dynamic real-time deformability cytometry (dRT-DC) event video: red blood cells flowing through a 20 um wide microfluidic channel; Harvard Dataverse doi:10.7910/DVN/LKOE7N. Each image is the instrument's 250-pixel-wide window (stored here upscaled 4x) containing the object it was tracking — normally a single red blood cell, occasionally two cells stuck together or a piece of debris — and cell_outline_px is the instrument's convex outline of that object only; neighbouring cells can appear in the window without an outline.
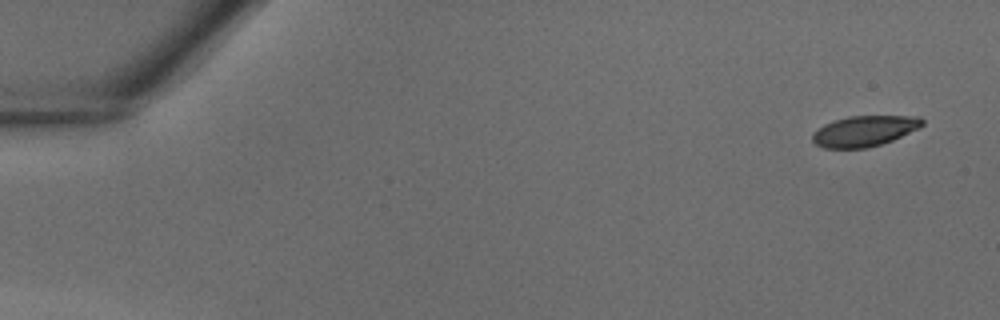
{"species": "common noctule bat (a hibernating species)", "species_latin": "Nyctalus noctula", "temperature_condition": "warm", "stored_images_in_passage": 40, "camera_frame_rate_fps": 3000, "um_per_image_px": 0.085, "animal": {"sex": "male", "body_mass_g": 18.8}, "frame": {"image": 1, "passage_image": 1, "time_ms": 0.0, "image_size_px": [1000, 320], "cell_outline_px": [[924, 124], [920, 128], [892, 140], [868, 148], [824, 148], [816, 144], [812, 140], [812, 132], [824, 124], [848, 116], [920, 116], [924, 120]], "centroid_in_image_um": [73.48, 11.13], "position_along_channel_um": 11.5, "area_um2": 19.65}}
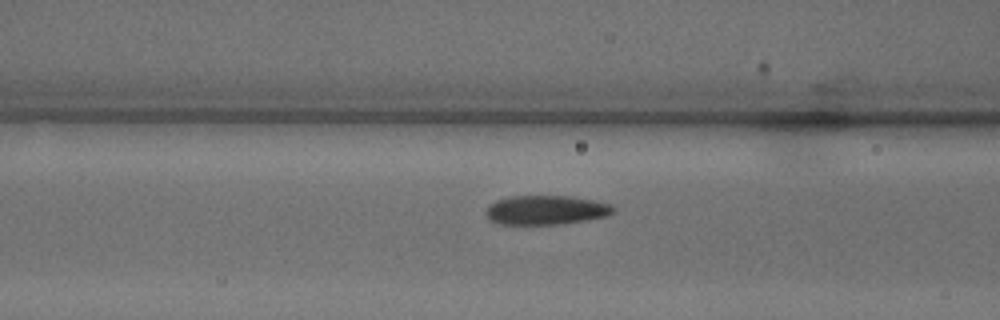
{"frame": {"image": 2, "passage_image": 16, "time_ms": 5.0, "image_size_px": [1000, 320], "cell_outline_px": [[616, 212], [608, 216], [588, 220], [560, 224], [500, 224], [488, 220], [484, 212], [488, 204], [496, 200], [508, 196], [568, 196], [592, 200], [612, 204], [616, 208]], "centroid_in_image_um": [46.4, 17.85], "position_along_channel_um": 120.2, "area_um2": 22.08}}
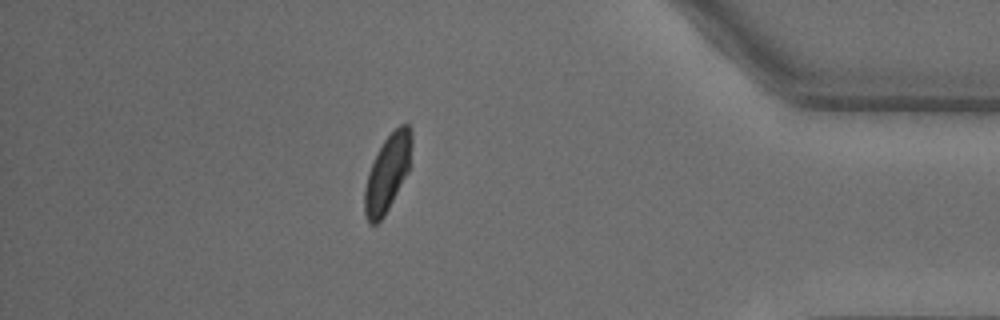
{"frame": {"image": 3, "passage_image": 35, "time_ms": 11.333, "image_size_px": [1000, 320], "cell_outline_px": [[412, 144], [408, 172], [384, 216], [376, 224], [368, 224], [364, 212], [364, 188], [368, 172], [384, 140], [400, 124], [408, 124], [412, 128]], "centroid_in_image_um": [32.93, 14.72], "position_along_channel_um": 402.3, "area_um2": 20.87}}